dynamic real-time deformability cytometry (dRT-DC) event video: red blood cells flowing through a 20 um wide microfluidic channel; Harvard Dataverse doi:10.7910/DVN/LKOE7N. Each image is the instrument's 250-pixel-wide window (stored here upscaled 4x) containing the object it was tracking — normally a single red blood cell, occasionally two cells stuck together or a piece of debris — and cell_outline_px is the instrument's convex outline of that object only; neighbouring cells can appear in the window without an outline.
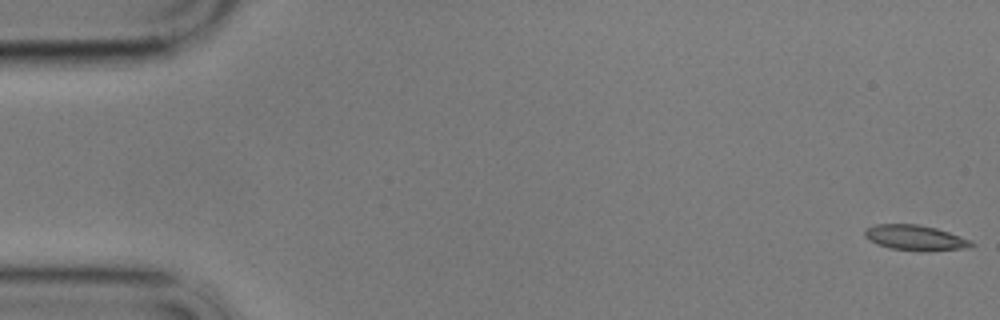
{"species": "common noctule bat (a hibernating species)", "species_latin": "Nyctalus noctula", "temperature_condition": "cold", "stored_images_in_passage": 59, "camera_frame_rate_fps": 3000, "um_per_image_px": 0.085, "animal": {"sex": "male", "body_mass_g": 17.9}, "frame": {"image": 1, "passage_image": 1, "time_ms": 0.0, "image_size_px": [1000, 320], "cell_outline_px": [[976, 244], [964, 248], [924, 252], [920, 252], [888, 248], [876, 244], [864, 236], [864, 232], [868, 228], [876, 224], [916, 224], [936, 228], [972, 240]], "centroid_in_image_um": [77.8, 20.22], "position_along_channel_um": 7.2, "area_um2": 15.84}}
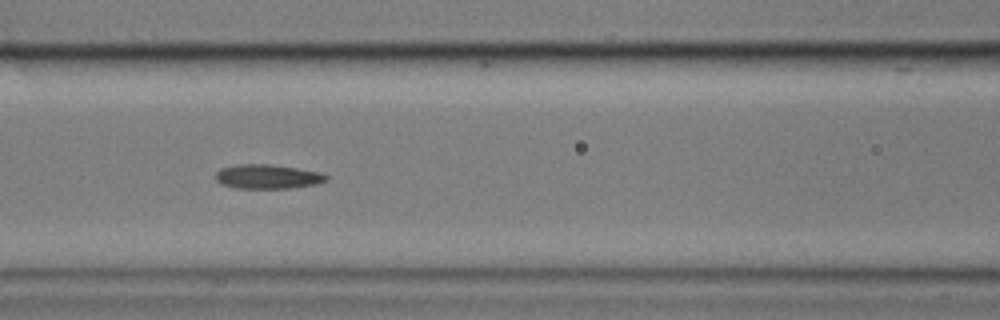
{"frame": {"image": 2, "passage_image": 25, "time_ms": 8.0, "image_size_px": [1000, 320], "cell_outline_px": [[328, 180], [316, 184], [292, 188], [236, 188], [220, 184], [216, 180], [216, 172], [220, 168], [236, 164], [268, 164], [296, 168], [320, 172], [328, 176]], "centroid_in_image_um": [22.72, 15.01], "position_along_channel_um": 143.9, "area_um2": 15.72}}
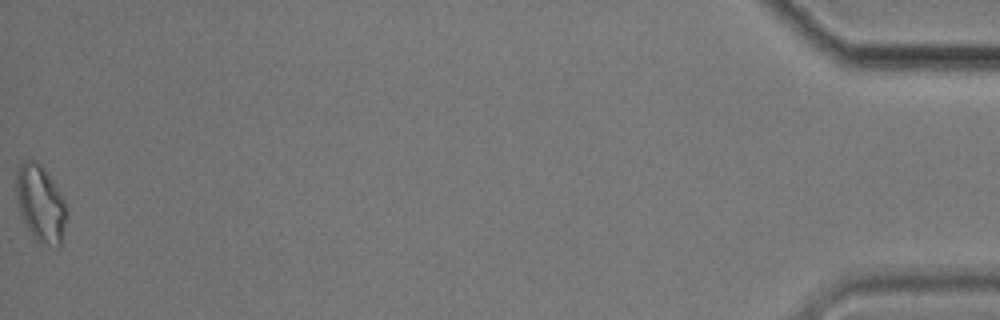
{"frame": {"image": 3, "passage_image": 59, "time_ms": 19.333, "image_size_px": [1000, 320], "cell_outline_px": [[68, 212], [60, 248], [56, 248], [40, 244], [36, 240], [24, 224], [20, 212], [16, 192], [16, 164], [24, 160], [36, 160], [44, 168], [52, 180], [64, 200]], "centroid_in_image_um": [3.44, 17.32], "position_along_channel_um": 431.8, "area_um2": 22.95}, "authors_computed_cell_mechanics": {"area_um2": 15.9528, "velocity_mm_per_s": 3.3996, "shape_relaxation_time_tau1_ms": null, "shape_relaxation_time_tau2_ms": 4.7245, "deformation_change_tau1": null, "deformation_change_tau2": 0.1305}}